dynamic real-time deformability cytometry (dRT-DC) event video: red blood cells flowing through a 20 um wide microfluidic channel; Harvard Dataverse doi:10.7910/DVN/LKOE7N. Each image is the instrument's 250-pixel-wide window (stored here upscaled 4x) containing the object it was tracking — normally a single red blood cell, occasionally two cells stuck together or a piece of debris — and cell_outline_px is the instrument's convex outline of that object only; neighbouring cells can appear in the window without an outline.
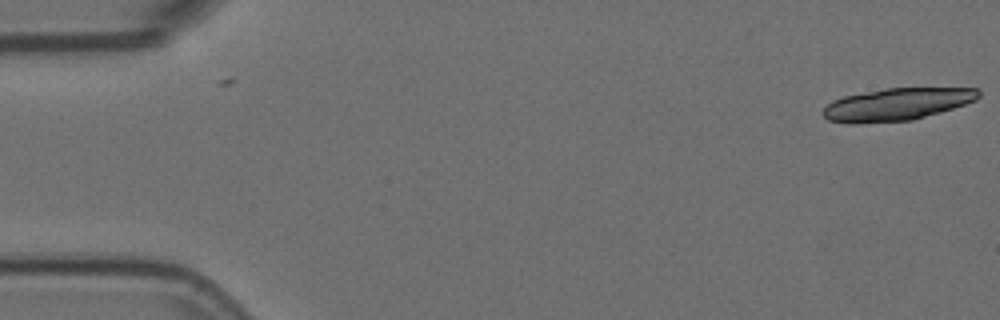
{"species": "Egyptian fruit bat (a non-hibernating species)", "species_latin": "Rousettus aegyptiacus", "temperature_condition": "room temperature", "stored_images_in_passage": 5, "camera_frame_rate_fps": 3000, "um_per_image_px": 0.085, "animal": {"sex": "female"}, "frame": {"image": 1, "passage_image": 1, "time_ms": 0.0, "image_size_px": [1000, 320], "cell_outline_px": [[980, 96], [976, 100], [940, 112], [912, 120], [856, 124], [848, 124], [828, 120], [820, 112], [832, 100], [844, 96], [884, 88], [980, 88]], "centroid_in_image_um": [76.19, 8.87], "position_along_channel_um": 8.8, "area_um2": 29.42}}
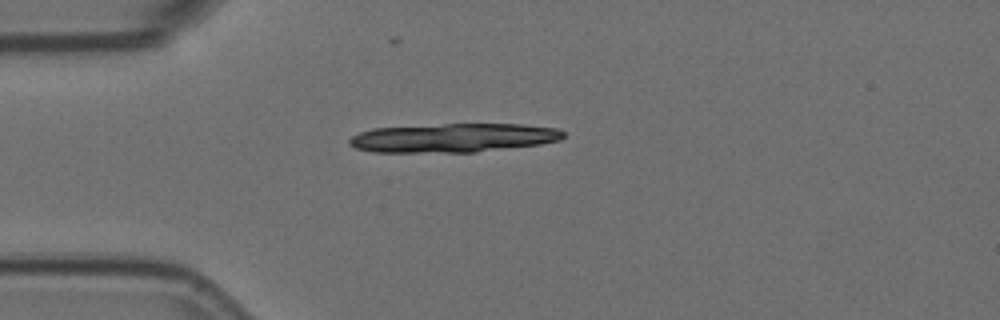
{"frame": {"image": 2, "passage_image": 5, "time_ms": 1.333, "image_size_px": [1000, 320], "cell_outline_px": [[564, 136], [560, 140], [540, 144], [476, 152], [372, 152], [356, 148], [348, 144], [348, 140], [352, 136], [360, 132], [372, 128], [444, 124], [524, 124], [556, 128], [564, 132]], "centroid_in_image_um": [38.51, 11.71], "position_along_channel_um": 46.5, "area_um2": 36.07}}